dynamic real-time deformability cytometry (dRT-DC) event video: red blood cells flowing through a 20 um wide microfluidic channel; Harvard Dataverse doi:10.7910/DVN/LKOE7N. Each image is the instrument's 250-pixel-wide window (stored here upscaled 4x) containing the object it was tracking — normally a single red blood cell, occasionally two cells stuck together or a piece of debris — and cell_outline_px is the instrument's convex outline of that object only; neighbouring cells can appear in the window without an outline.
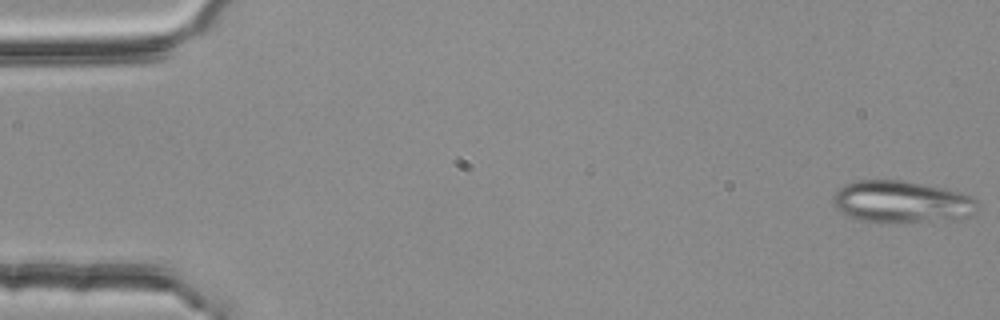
{"species": "common noctule bat (a hibernating species)", "species_latin": "Nyctalus noctula", "temperature_condition": "room temperature", "stored_images_in_passage": 2, "camera_frame_rate_fps": 3000, "um_per_image_px": 0.085, "animal": {"sex": "female", "body_mass_g": 25.1}, "frame": {"image": 1, "passage_image": 2, "time_ms": 0.333, "image_size_px": [1000, 320], "cell_outline_px": [[980, 204], [968, 216], [880, 224], [860, 220], [840, 212], [836, 208], [832, 200], [836, 192], [844, 184], [856, 180], [904, 180], [948, 188], [964, 192], [972, 196]], "centroid_in_image_um": [76.6, 17.13], "position_along_channel_um": 8.4, "area_um2": 35.37}}